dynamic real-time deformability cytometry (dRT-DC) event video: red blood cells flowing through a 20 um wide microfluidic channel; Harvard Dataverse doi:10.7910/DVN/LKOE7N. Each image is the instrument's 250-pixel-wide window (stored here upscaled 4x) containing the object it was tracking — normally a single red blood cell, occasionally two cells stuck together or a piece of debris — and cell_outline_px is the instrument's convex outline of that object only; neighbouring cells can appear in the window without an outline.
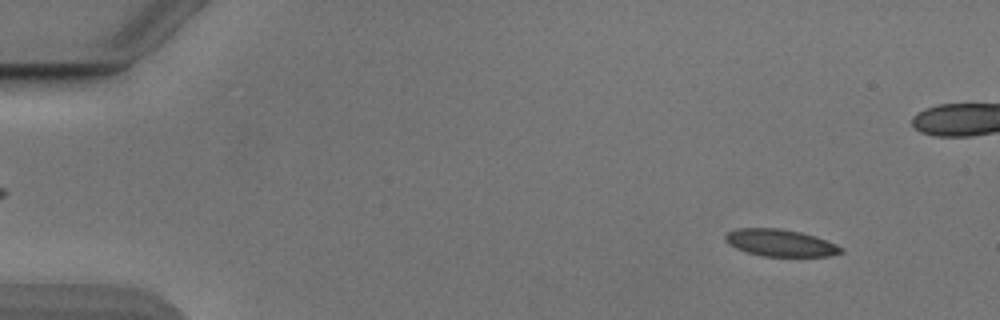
{"species": "Egyptian fruit bat (a non-hibernating species)", "species_latin": "Rousettus aegyptiacus", "temperature_condition": "cold", "stored_images_in_passage": 54, "camera_frame_rate_fps": 3000, "um_per_image_px": 0.085, "animal": {"sex": "male"}, "frame": {"image": 1, "passage_image": 5, "time_ms": 1.333, "image_size_px": [1000, 320], "cell_outline_px": [[844, 252], [832, 256], [760, 256], [736, 248], [728, 244], [724, 240], [724, 236], [728, 232], [736, 228], [780, 228], [800, 232], [816, 236], [836, 244], [844, 248]], "centroid_in_image_um": [66.34, 20.64], "position_along_channel_um": 18.7, "area_um2": 18.38}}
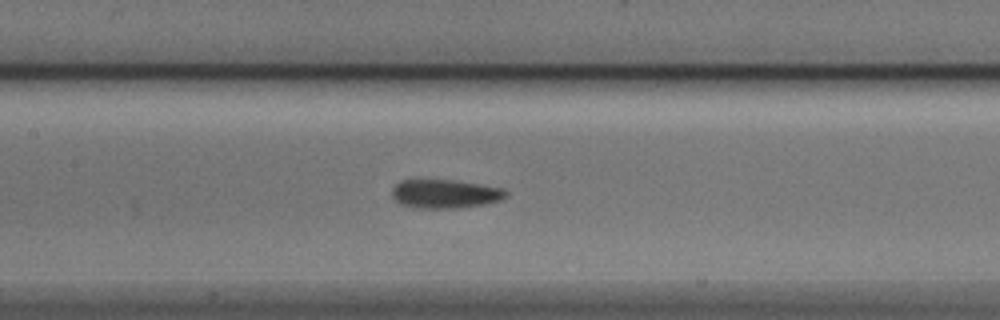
{"frame": {"image": 2, "passage_image": 25, "time_ms": 8.0, "image_size_px": [1000, 320], "cell_outline_px": [[508, 196], [500, 200], [484, 204], [456, 208], [416, 208], [400, 204], [392, 196], [392, 188], [400, 180], [416, 176], [456, 180], [504, 188], [508, 192]], "centroid_in_image_um": [37.77, 16.42], "position_along_channel_um": 169.6, "area_um2": 20.0}}
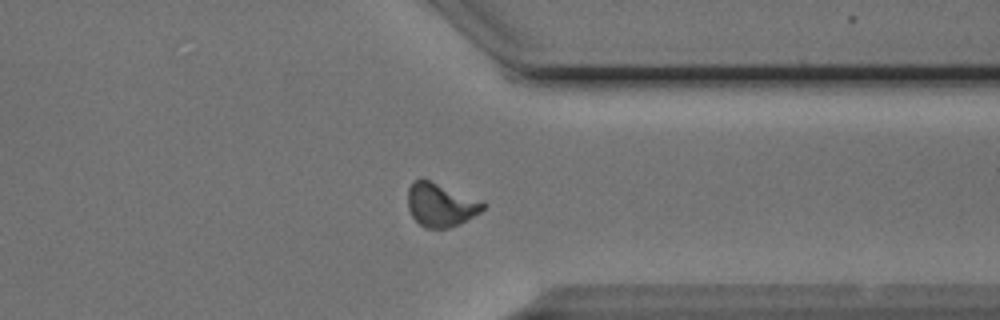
{"frame": {"image": 3, "passage_image": 41, "time_ms": 13.333, "image_size_px": [1000, 320], "cell_outline_px": [[488, 204], [480, 212], [460, 224], [448, 228], [424, 228], [412, 216], [408, 208], [408, 188], [412, 180], [428, 180]], "centroid_in_image_um": [37.43, 17.44], "position_along_channel_um": 374.0, "area_um2": 18.67}}